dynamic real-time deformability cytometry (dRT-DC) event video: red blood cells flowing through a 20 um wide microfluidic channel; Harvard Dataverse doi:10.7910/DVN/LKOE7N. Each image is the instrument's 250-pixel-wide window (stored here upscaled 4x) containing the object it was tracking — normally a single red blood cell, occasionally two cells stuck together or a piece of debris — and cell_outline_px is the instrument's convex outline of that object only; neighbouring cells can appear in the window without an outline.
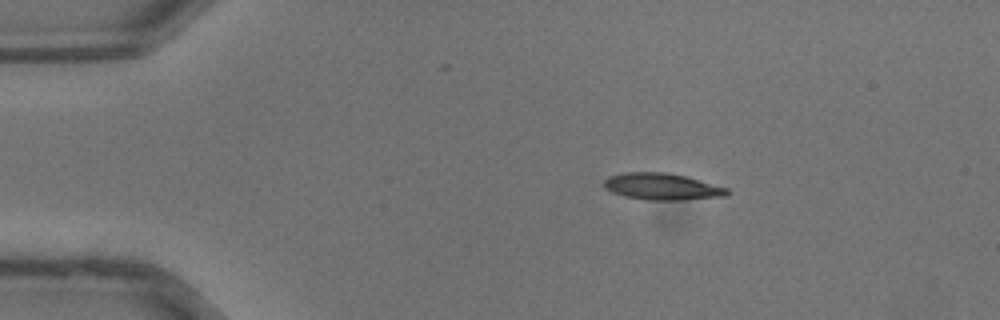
{"species": "common noctule bat (a hibernating species)", "species_latin": "Nyctalus noctula", "temperature_condition": "warm", "stored_images_in_passage": 31, "camera_frame_rate_fps": 3000, "um_per_image_px": 0.085, "animal": {"sex": "male", "body_mass_g": 13.3}, "frame": {"image": 1, "passage_image": 1, "time_ms": 0.0, "image_size_px": [1000, 320], "cell_outline_px": [[728, 196], [680, 200], [648, 200], [624, 196], [612, 192], [604, 188], [604, 180], [608, 176], [624, 172], [668, 172], [684, 176], [728, 188]], "centroid_in_image_um": [56.24, 15.86], "position_along_channel_um": 28.8, "area_um2": 19.13}}
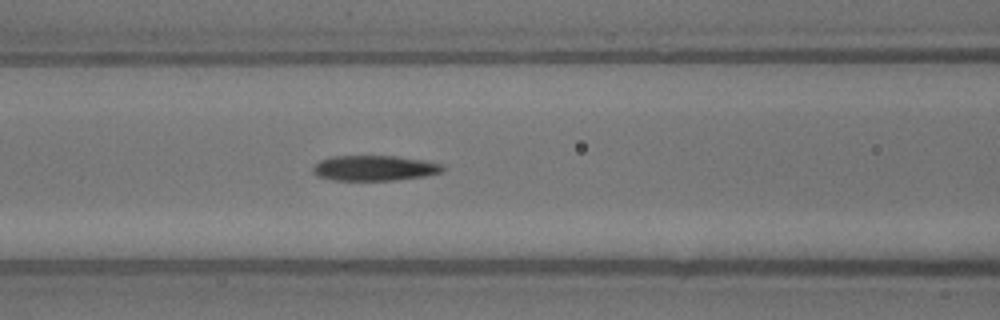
{"frame": {"image": 2, "passage_image": 10, "time_ms": 3.0, "image_size_px": [1000, 320], "cell_outline_px": [[444, 168], [440, 172], [424, 176], [396, 180], [332, 180], [316, 176], [312, 172], [312, 168], [320, 160], [332, 156], [396, 156], [424, 160], [440, 164]], "centroid_in_image_um": [31.77, 14.29], "position_along_channel_um": 134.8, "area_um2": 19.07}}
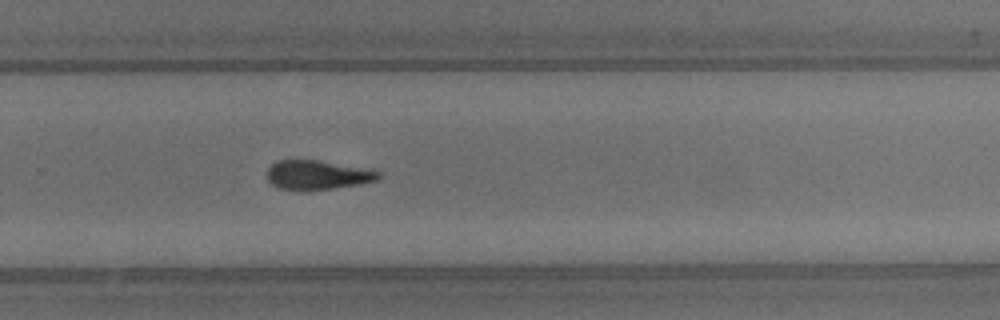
{"frame": {"image": 3, "passage_image": 19, "time_ms": 6.0, "image_size_px": [1000, 320], "cell_outline_px": [[380, 176], [376, 180], [360, 184], [304, 192], [300, 192], [280, 188], [272, 184], [268, 180], [268, 168], [276, 160], [320, 160], [372, 168], [380, 172]], "centroid_in_image_um": [27.01, 14.87], "position_along_channel_um": 302.8, "area_um2": 19.48}}